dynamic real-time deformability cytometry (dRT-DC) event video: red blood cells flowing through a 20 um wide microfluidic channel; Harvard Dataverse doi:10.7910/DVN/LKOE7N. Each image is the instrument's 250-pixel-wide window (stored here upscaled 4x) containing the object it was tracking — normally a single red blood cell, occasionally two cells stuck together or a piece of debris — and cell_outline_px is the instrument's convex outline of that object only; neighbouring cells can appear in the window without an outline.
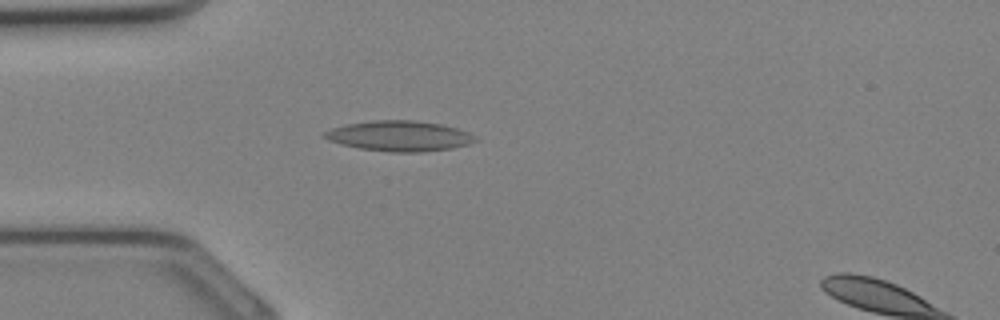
{"species": "Egyptian fruit bat (a non-hibernating species)", "species_latin": "Rousettus aegyptiacus", "temperature_condition": "cold", "stored_images_in_passage": 13, "camera_frame_rate_fps": 3000, "um_per_image_px": 0.085, "animal": {"sex": "female"}, "frame": {"image": 1, "passage_image": 8, "time_ms": 2.333, "image_size_px": [1000, 320], "cell_outline_px": [[476, 140], [468, 144], [452, 148], [420, 152], [392, 152], [360, 148], [340, 144], [328, 140], [320, 136], [324, 132], [332, 128], [348, 124], [372, 120], [416, 120], [440, 124], [456, 128], [468, 132], [476, 136]], "centroid_in_image_um": [33.92, 11.55], "position_along_channel_um": 51.1, "area_um2": 26.59}}
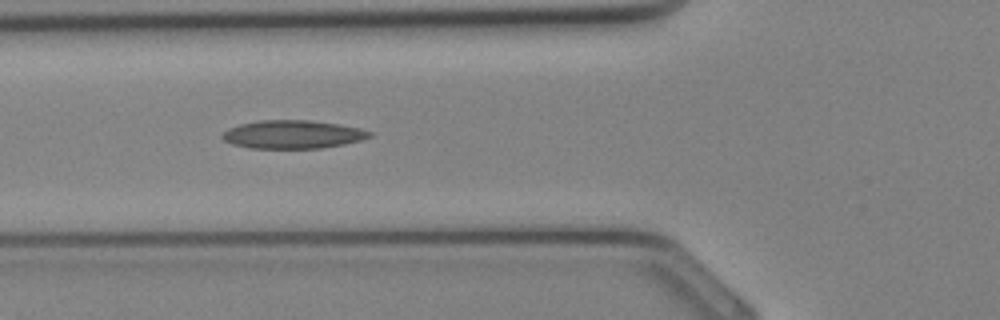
{"frame": {"image": 2, "passage_image": 11, "time_ms": 3.333, "image_size_px": [1000, 320], "cell_outline_px": [[372, 136], [360, 140], [344, 144], [320, 148], [248, 148], [232, 144], [224, 140], [220, 136], [228, 128], [240, 124], [260, 120], [308, 120], [340, 124], [360, 128], [372, 132]], "centroid_in_image_um": [24.87, 11.42], "position_along_channel_um": 100.9, "area_um2": 24.28}}
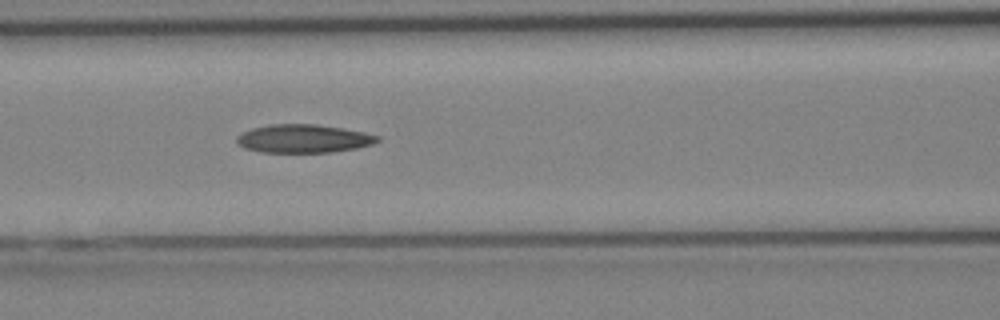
{"frame": {"image": 3, "passage_image": 13, "time_ms": 4.0, "image_size_px": [1000, 320], "cell_outline_px": [[380, 140], [372, 144], [356, 148], [332, 152], [264, 152], [244, 148], [236, 140], [236, 136], [252, 128], [272, 124], [316, 124], [344, 128], [364, 132], [380, 136]], "centroid_in_image_um": [25.83, 11.78], "position_along_channel_um": 140.8, "area_um2": 23.12}}